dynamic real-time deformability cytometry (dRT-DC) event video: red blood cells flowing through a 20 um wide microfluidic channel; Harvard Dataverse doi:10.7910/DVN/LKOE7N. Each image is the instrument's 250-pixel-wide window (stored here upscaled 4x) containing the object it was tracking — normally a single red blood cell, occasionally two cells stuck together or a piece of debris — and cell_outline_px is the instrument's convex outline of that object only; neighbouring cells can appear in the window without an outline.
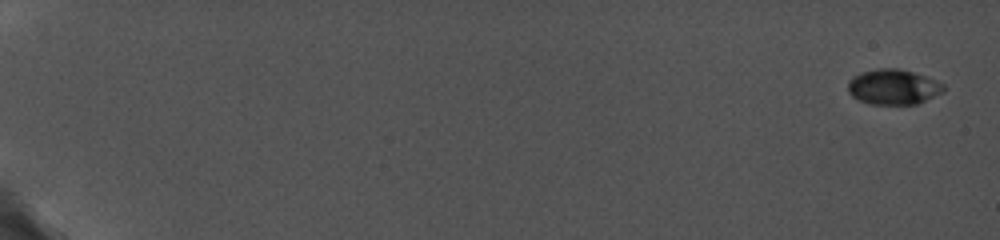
{"species": "common noctule bat (a hibernating species)", "species_latin": "Nyctalus noctula", "temperature_condition": "cold", "stored_images_in_passage": 19, "camera_frame_rate_fps": 5000, "um_per_image_px": 0.085, "animal": {"sex": "female", "body_mass_g": 19.0, "forearm_length_mm": 56.7}, "frame": {"image": 1, "passage_image": 1, "time_ms": 0.0, "image_size_px": [1000, 240], "cell_outline_px": [[944, 92], [916, 104], [868, 104], [852, 96], [848, 92], [848, 80], [852, 76], [860, 72], [876, 68], [900, 68], [928, 76], [944, 84]], "centroid_in_image_um": [75.92, 7.37], "position_along_channel_um": 9.1, "area_um2": 19.94}}
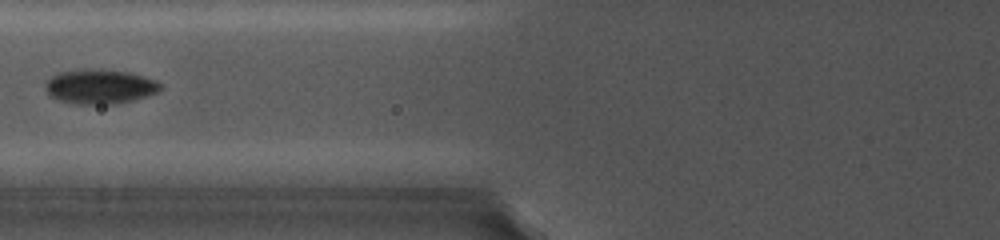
{"frame": {"image": 2, "passage_image": 10, "time_ms": 8.6, "image_size_px": [1000, 240], "cell_outline_px": [[164, 88], [160, 92], [132, 100], [116, 104], [72, 104], [56, 100], [48, 96], [44, 88], [44, 84], [52, 76], [60, 72], [80, 68], [92, 68], [128, 72], [144, 76], [156, 80], [164, 84]], "centroid_in_image_um": [8.48, 7.36], "position_along_channel_um": 117.3, "area_um2": 23.81}}
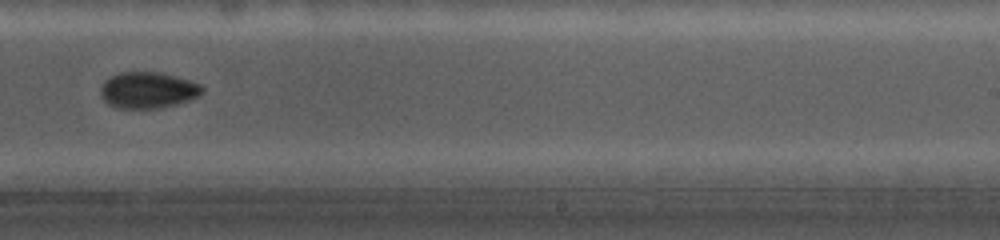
{"frame": {"image": 3, "passage_image": 14, "time_ms": 12.8, "image_size_px": [1000, 240], "cell_outline_px": [[204, 92], [192, 100], [160, 108], [116, 108], [108, 104], [100, 96], [100, 88], [104, 80], [108, 76], [120, 72], [156, 72], [192, 80], [200, 84], [204, 88]], "centroid_in_image_um": [12.56, 7.66], "position_along_channel_um": 276.4, "area_um2": 21.79}}